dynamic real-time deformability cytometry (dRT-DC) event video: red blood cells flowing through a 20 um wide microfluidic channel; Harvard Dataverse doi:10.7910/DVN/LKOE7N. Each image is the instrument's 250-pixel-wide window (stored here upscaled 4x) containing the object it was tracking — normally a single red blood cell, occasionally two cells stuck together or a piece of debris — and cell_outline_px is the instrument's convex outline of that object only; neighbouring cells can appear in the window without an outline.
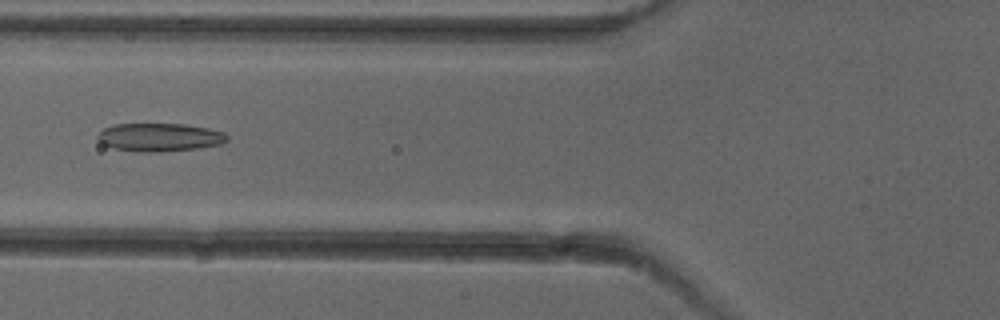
{"species": "common noctule bat (a hibernating species)", "species_latin": "Nyctalus noctula", "temperature_condition": "cold", "stored_images_in_passage": 5, "camera_frame_rate_fps": 3000, "um_per_image_px": 0.085, "animal": {"sex": "female"}, "frame": {"image": 1, "passage_image": 4, "time_ms": 3.667, "image_size_px": [1000, 320], "cell_outline_px": [[228, 140], [220, 144], [196, 148], [160, 152], [140, 152], [112, 148], [104, 144], [96, 136], [104, 128], [112, 124], [184, 124], [208, 128], [224, 132], [228, 136]], "centroid_in_image_um": [13.56, 11.66], "position_along_channel_um": 112.2, "area_um2": 21.21}}
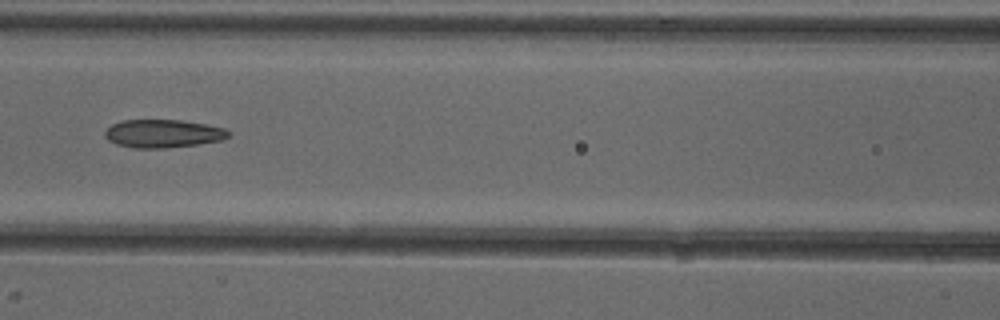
{"frame": {"image": 2, "passage_image": 5, "time_ms": 4.667, "image_size_px": [1000, 320], "cell_outline_px": [[228, 136], [224, 140], [196, 144], [164, 148], [136, 148], [116, 144], [108, 140], [104, 136], [104, 132], [112, 124], [120, 120], [180, 120], [204, 124], [224, 128], [228, 132]], "centroid_in_image_um": [13.81, 11.35], "position_along_channel_um": 152.8, "area_um2": 20.11}}